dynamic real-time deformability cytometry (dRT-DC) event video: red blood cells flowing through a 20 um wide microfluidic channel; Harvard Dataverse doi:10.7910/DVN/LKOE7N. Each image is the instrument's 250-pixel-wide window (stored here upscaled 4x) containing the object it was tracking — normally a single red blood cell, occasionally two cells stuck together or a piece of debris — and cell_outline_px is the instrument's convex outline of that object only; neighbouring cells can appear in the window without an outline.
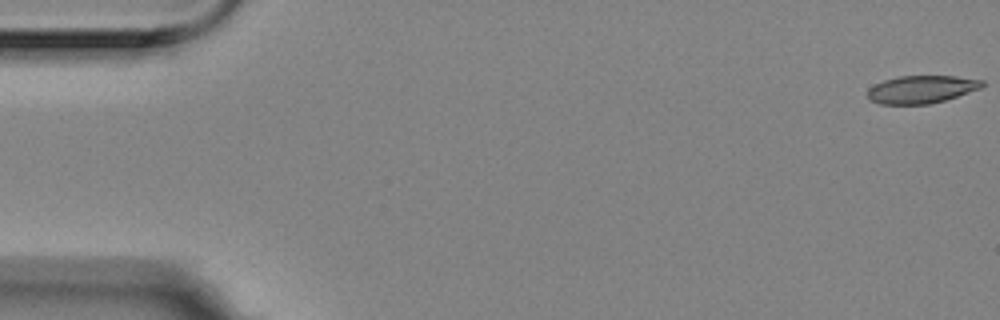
{"species": "Egyptian fruit bat (a non-hibernating species)", "species_latin": "Rousettus aegyptiacus", "temperature_condition": "room temperature", "stored_images_in_passage": 3, "camera_frame_rate_fps": 3000, "um_per_image_px": 0.085, "animal": {"sex": "female"}, "frame": {"image": 1, "passage_image": 1, "time_ms": 0.0, "image_size_px": [1000, 320], "cell_outline_px": [[984, 84], [980, 88], [944, 100], [928, 104], [880, 104], [868, 100], [868, 88], [884, 80], [900, 76], [956, 76], [984, 80]], "centroid_in_image_um": [78.3, 7.59], "position_along_channel_um": 6.7, "area_um2": 18.38}}